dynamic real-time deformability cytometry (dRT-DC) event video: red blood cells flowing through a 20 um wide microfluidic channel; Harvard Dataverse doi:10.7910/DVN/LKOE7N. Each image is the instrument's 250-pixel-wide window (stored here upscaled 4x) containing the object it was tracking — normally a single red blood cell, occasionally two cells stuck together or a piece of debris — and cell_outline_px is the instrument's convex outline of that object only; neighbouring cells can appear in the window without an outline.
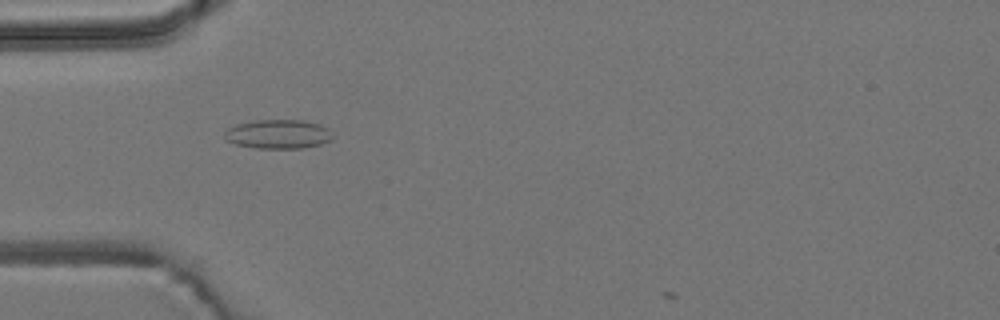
{"species": "common noctule bat (a hibernating species)", "species_latin": "Nyctalus noctula", "temperature_condition": "room temperature", "stored_images_in_passage": 30, "camera_frame_rate_fps": 3000, "um_per_image_px": 0.085, "animal": {"sex": "male", "body_mass_g": 19.2, "forearm_length_mm": 51.8}, "frame": {"image": 1, "passage_image": 3, "time_ms": 0.667, "image_size_px": [1000, 320], "cell_outline_px": [[336, 136], [332, 140], [320, 144], [304, 148], [256, 148], [236, 144], [224, 140], [224, 132], [228, 128], [236, 124], [256, 120], [304, 120], [328, 128]], "centroid_in_image_um": [23.65, 11.4], "position_along_channel_um": 61.3, "area_um2": 18.5}}
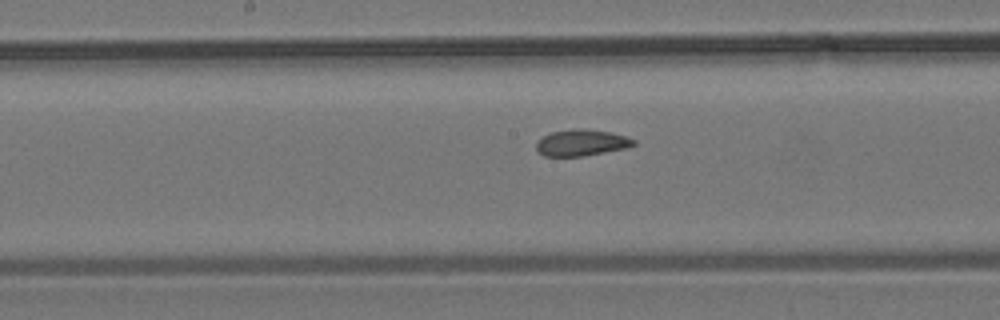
{"frame": {"image": 2, "passage_image": 14, "time_ms": 4.333, "image_size_px": [1000, 320], "cell_outline_px": [[636, 144], [628, 148], [584, 156], [544, 156], [536, 152], [536, 140], [552, 132], [572, 128], [584, 128], [612, 132], [628, 136], [636, 140]], "centroid_in_image_um": [49.45, 12.12], "position_along_channel_um": 198.8, "area_um2": 15.37}}
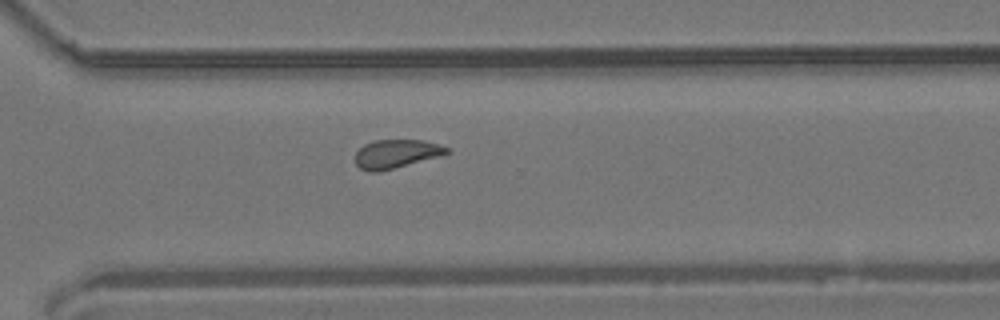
{"frame": {"image": 3, "passage_image": 25, "time_ms": 8.0, "image_size_px": [1000, 320], "cell_outline_px": [[452, 152], [440, 156], [380, 172], [368, 172], [360, 168], [356, 164], [356, 152], [364, 144], [376, 140], [424, 140], [440, 144], [448, 148]], "centroid_in_image_um": [33.7, 13.08], "position_along_channel_um": 336.9, "area_um2": 15.37}, "authors_computed_cell_mechanics": {"area_um2": 15.3748, "velocity_mm_per_s": 3.7799, "shape_relaxation_time_tau1_ms": null, "shape_relaxation_time_tau2_ms": 1.8685, "deformation_change_tau1": null, "deformation_change_tau2": 0.0683}}